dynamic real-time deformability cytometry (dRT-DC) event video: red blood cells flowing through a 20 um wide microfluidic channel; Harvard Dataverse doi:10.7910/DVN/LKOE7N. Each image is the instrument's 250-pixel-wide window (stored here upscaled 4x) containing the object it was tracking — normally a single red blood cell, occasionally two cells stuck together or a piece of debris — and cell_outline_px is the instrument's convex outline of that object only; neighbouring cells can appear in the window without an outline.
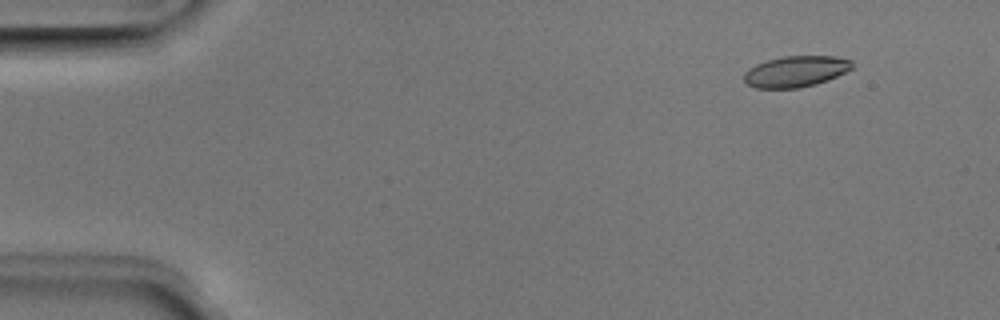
{"species": "Egyptian fruit bat (a non-hibernating species)", "species_latin": "Rousettus aegyptiacus", "temperature_condition": "room temperature", "stored_images_in_passage": 4, "camera_frame_rate_fps": 3000, "um_per_image_px": 0.085, "animal": {"sex": "male"}, "frame": {"image": 1, "passage_image": 2, "time_ms": 0.333, "image_size_px": [1000, 320], "cell_outline_px": [[852, 68], [828, 80], [816, 84], [800, 88], [756, 88], [748, 84], [744, 80], [744, 72], [748, 68], [756, 64], [768, 60], [784, 56], [836, 56], [852, 60]], "centroid_in_image_um": [67.63, 6.07], "position_along_channel_um": 17.4, "area_um2": 19.54}}